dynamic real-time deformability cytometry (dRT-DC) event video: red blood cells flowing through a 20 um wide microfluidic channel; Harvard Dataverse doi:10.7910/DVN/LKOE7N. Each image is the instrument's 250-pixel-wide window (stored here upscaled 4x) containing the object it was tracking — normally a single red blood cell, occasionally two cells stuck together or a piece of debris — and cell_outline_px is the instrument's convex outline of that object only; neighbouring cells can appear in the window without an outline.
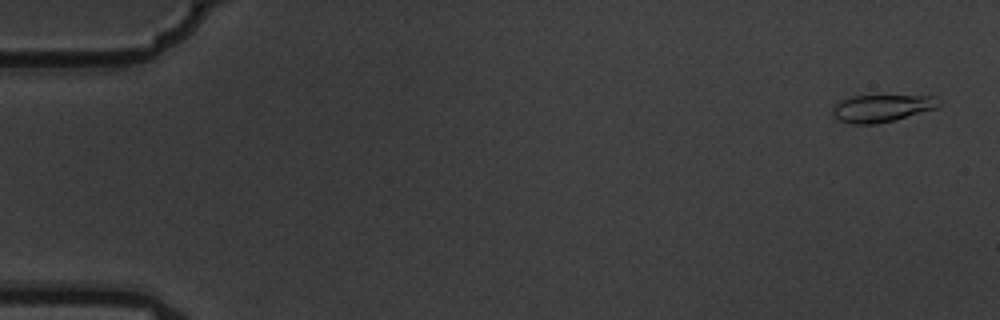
{"species": "common noctule bat (a hibernating species)", "species_latin": "Nyctalus noctula", "temperature_condition": "warm", "stored_images_in_passage": 5, "camera_frame_rate_fps": 3000, "um_per_image_px": 0.085, "animal": {"sex": "male", "body_mass_g": 19.5, "forearm_length_mm": 54.6}, "frame": {"image": 1, "passage_image": 1, "time_ms": 0.0, "image_size_px": [1000, 320], "cell_outline_px": [[940, 104], [936, 108], [896, 120], [876, 124], [852, 124], [840, 120], [832, 116], [832, 104], [840, 100], [852, 96], [936, 96], [940, 100]], "centroid_in_image_um": [74.91, 9.2], "position_along_channel_um": 10.1, "area_um2": 17.05}}